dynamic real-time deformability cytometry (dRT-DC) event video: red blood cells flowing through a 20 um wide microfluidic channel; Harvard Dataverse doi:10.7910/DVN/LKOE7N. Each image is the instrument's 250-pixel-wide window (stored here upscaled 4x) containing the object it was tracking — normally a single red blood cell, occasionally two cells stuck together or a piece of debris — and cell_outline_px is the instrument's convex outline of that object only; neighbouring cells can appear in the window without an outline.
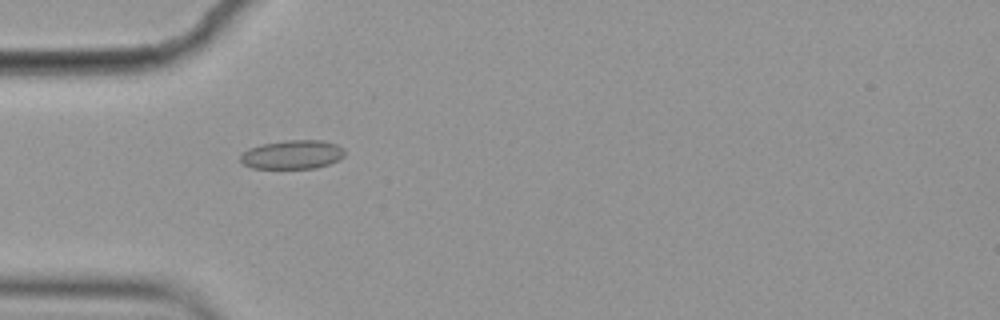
{"species": "common noctule bat (a hibernating species)", "species_latin": "Nyctalus noctula", "temperature_condition": "cold", "stored_images_in_passage": 6, "camera_frame_rate_fps": 3000, "um_per_image_px": 0.085, "animal": {"sex": "female", "body_mass_g": 19.9}, "frame": {"image": 1, "passage_image": 5, "time_ms": 1.333, "image_size_px": [1000, 320], "cell_outline_px": [[344, 156], [328, 164], [316, 168], [252, 168], [244, 164], [240, 160], [240, 156], [248, 148], [260, 144], [284, 140], [324, 140], [336, 144], [344, 148]], "centroid_in_image_um": [24.84, 13.12], "position_along_channel_um": 60.2, "area_um2": 17.57}}
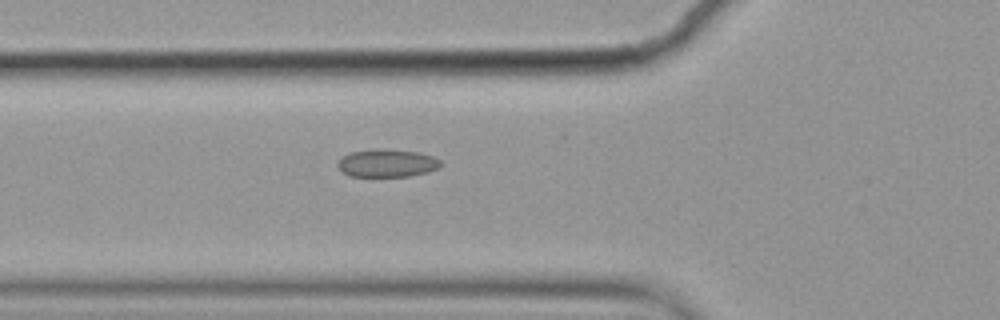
{"frame": {"image": 2, "passage_image": 6, "time_ms": 1.667, "image_size_px": [1000, 320], "cell_outline_px": [[440, 164], [436, 168], [428, 172], [408, 176], [348, 176], [336, 164], [344, 156], [352, 152], [376, 148], [384, 148], [416, 152], [432, 156], [440, 160]], "centroid_in_image_um": [32.88, 13.86], "position_along_channel_um": 92.9, "area_um2": 16.47}}